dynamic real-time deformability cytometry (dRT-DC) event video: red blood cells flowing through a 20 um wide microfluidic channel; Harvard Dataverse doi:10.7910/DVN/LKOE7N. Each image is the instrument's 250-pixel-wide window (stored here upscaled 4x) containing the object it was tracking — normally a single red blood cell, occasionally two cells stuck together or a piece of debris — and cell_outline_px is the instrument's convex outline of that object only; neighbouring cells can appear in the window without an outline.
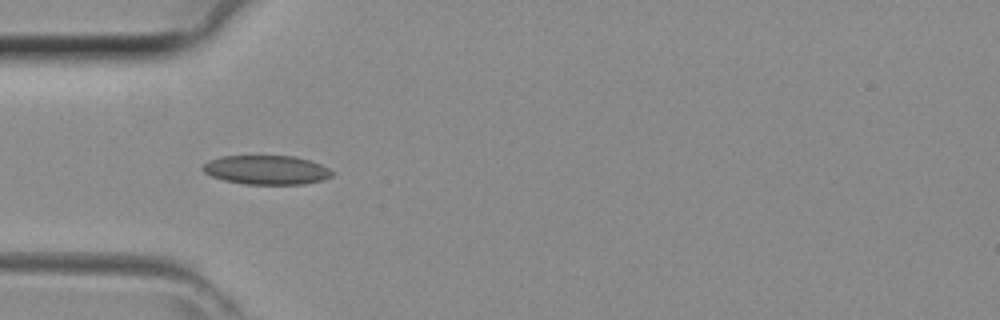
{"species": "common noctule bat (a hibernating species)", "species_latin": "Nyctalus noctula", "temperature_condition": "room temperature", "stored_images_in_passage": 32, "camera_frame_rate_fps": 3000, "um_per_image_px": 0.085, "animal": {"sex": "female", "body_mass_g": 29.2, "forearm_length_mm": 56.3}, "frame": {"image": 1, "passage_image": 3, "time_ms": 0.667, "image_size_px": [1000, 320], "cell_outline_px": [[336, 172], [332, 176], [324, 180], [304, 184], [244, 184], [224, 180], [212, 176], [204, 172], [200, 168], [208, 160], [220, 156], [296, 156], [320, 164]], "centroid_in_image_um": [22.66, 14.44], "position_along_channel_um": 62.3, "area_um2": 22.08}}
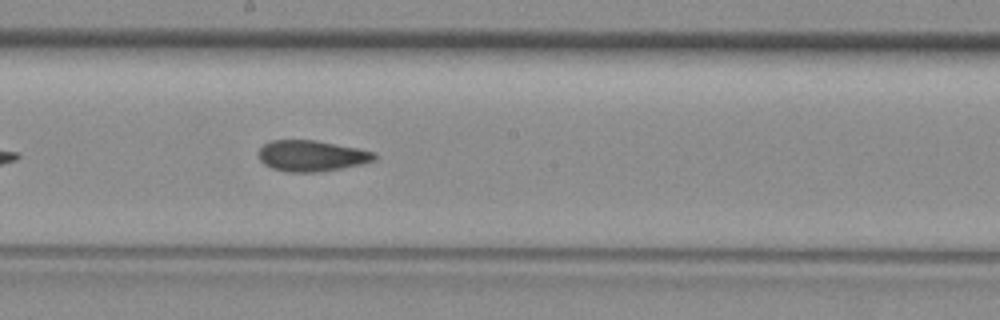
{"frame": {"image": 2, "passage_image": 13, "time_ms": 4.0, "image_size_px": [1000, 320], "cell_outline_px": [[376, 160], [360, 164], [340, 168], [316, 172], [288, 172], [272, 168], [264, 164], [260, 160], [260, 148], [268, 140], [316, 140], [376, 152]], "centroid_in_image_um": [26.48, 13.24], "position_along_channel_um": 221.7, "area_um2": 20.75}}
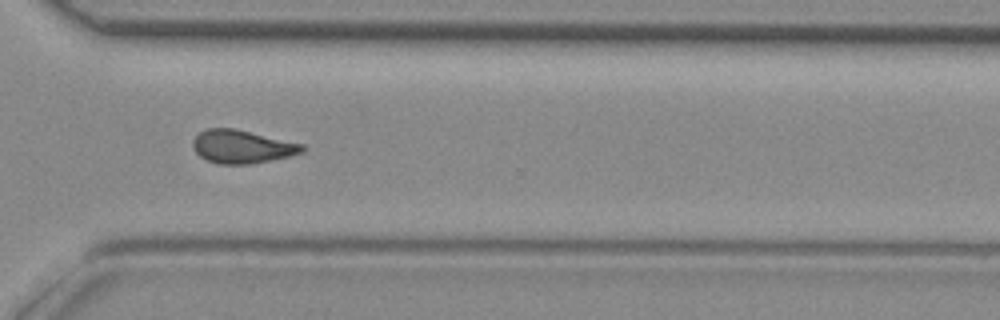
{"frame": {"image": 3, "passage_image": 21, "time_ms": 6.667, "image_size_px": [1000, 320], "cell_outline_px": [[304, 152], [288, 156], [248, 164], [220, 164], [208, 160], [200, 156], [192, 148], [192, 140], [200, 132], [208, 128], [236, 128], [304, 144]], "centroid_in_image_um": [20.55, 12.45], "position_along_channel_um": 350.0, "area_um2": 21.1}}